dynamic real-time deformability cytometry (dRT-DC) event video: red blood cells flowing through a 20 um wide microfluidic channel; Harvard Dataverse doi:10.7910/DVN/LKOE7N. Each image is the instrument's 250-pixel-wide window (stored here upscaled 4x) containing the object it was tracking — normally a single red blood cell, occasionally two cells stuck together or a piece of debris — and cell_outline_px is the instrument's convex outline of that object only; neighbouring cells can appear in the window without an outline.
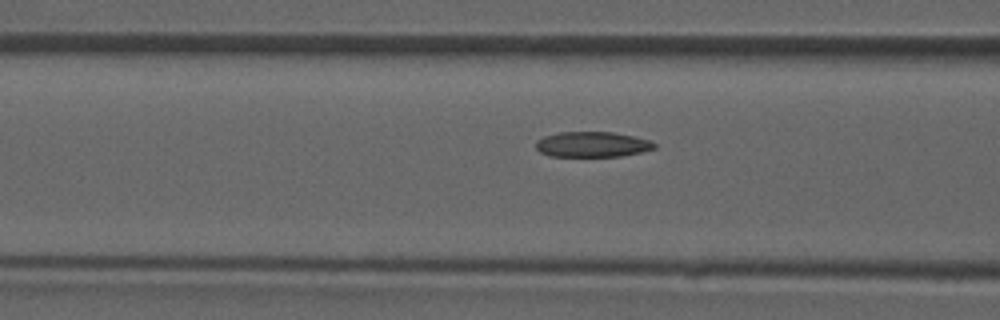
{"species": "common noctule bat (a hibernating species)", "species_latin": "Nyctalus noctula", "temperature_condition": "room temperature", "stored_images_in_passage": 23, "camera_frame_rate_fps": 3000, "um_per_image_px": 0.085, "animal": {"sex": "male", "forearm_length_mm": 52.5}, "frame": {"image": 1, "passage_image": 19, "time_ms": 6.0, "image_size_px": [1000, 320], "cell_outline_px": [[656, 148], [640, 152], [620, 156], [548, 156], [540, 152], [536, 148], [536, 140], [544, 136], [560, 132], [612, 132], [632, 136], [648, 140], [656, 144]], "centroid_in_image_um": [50.3, 12.27], "position_along_channel_um": 116.3, "area_um2": 17.4}}